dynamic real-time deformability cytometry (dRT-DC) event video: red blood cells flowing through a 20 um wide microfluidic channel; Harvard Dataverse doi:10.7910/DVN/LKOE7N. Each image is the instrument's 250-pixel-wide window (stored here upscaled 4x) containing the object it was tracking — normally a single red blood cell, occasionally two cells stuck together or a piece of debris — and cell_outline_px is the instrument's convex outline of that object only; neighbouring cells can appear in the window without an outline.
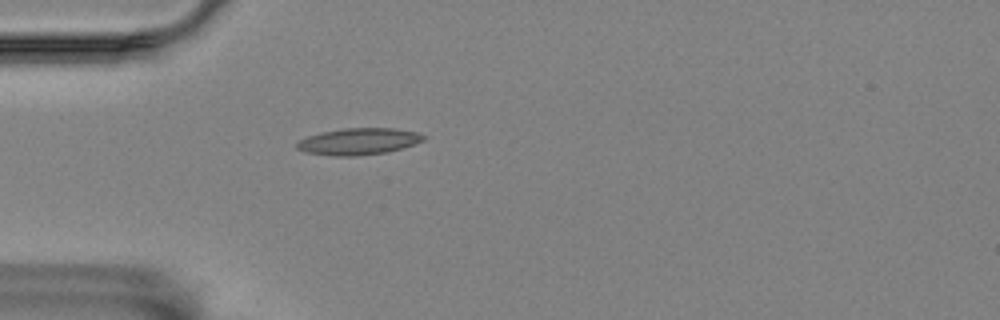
{"species": "Egyptian fruit bat (a non-hibernating species)", "species_latin": "Rousettus aegyptiacus", "temperature_condition": "room temperature", "stored_images_in_passage": 5, "camera_frame_rate_fps": 3000, "um_per_image_px": 0.085, "animal": {"sex": "female"}, "frame": {"image": 1, "passage_image": 5, "time_ms": 4.667, "image_size_px": [1000, 320], "cell_outline_px": [[424, 140], [404, 148], [388, 152], [356, 156], [336, 156], [304, 152], [296, 148], [296, 144], [300, 140], [308, 136], [320, 132], [344, 128], [392, 128], [416, 132], [424, 136]], "centroid_in_image_um": [30.46, 12.03], "position_along_channel_um": 54.5, "area_um2": 19.65}}